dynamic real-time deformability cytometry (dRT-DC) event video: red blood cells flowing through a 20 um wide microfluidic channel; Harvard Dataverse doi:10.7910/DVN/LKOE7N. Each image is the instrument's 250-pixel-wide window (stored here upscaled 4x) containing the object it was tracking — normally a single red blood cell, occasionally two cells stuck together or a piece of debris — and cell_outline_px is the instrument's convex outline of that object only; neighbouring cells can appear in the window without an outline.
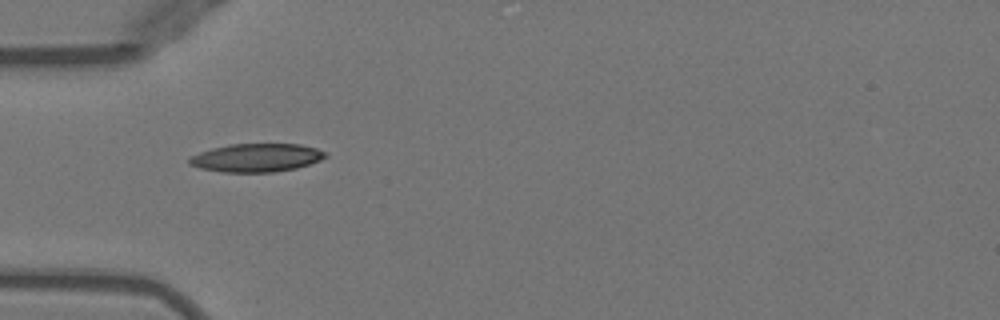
{"species": "Egyptian fruit bat (a non-hibernating species)", "species_latin": "Rousettus aegyptiacus", "temperature_condition": "warm", "stored_images_in_passage": 36, "camera_frame_rate_fps": 3000, "um_per_image_px": 0.085, "animal": {"sex": "female"}, "frame": {"image": 1, "passage_image": 1, "time_ms": 0.0, "image_size_px": [1000, 320], "cell_outline_px": [[328, 156], [320, 160], [296, 168], [272, 172], [224, 172], [200, 168], [188, 164], [188, 160], [192, 156], [200, 152], [212, 148], [228, 144], [300, 144], [316, 148], [324, 152]], "centroid_in_image_um": [21.78, 13.4], "position_along_channel_um": 63.2, "area_um2": 22.31}}
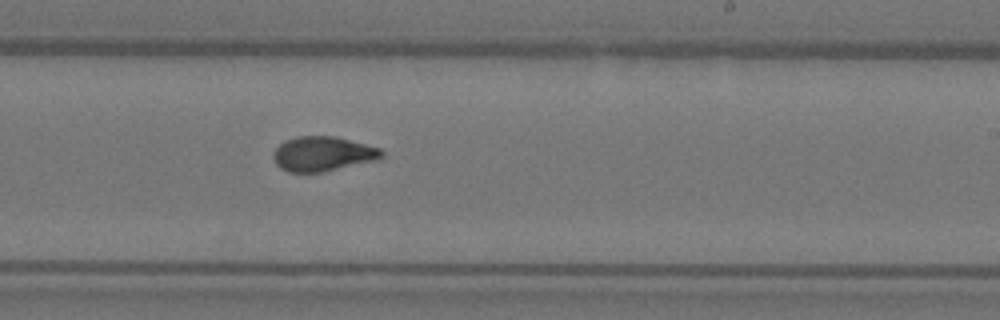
{"frame": {"image": 2, "passage_image": 16, "time_ms": 5.0, "image_size_px": [1000, 320], "cell_outline_px": [[384, 152], [380, 156], [368, 160], [320, 172], [288, 172], [280, 168], [276, 164], [272, 156], [272, 152], [284, 140], [296, 136], [336, 136], [380, 148]], "centroid_in_image_um": [27.31, 13.05], "position_along_channel_um": 261.7, "area_um2": 21.33}}
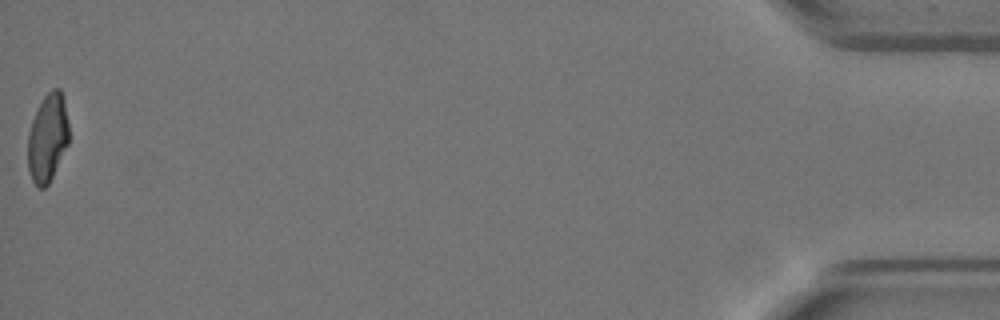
{"frame": {"image": 3, "passage_image": 36, "time_ms": 11.667, "image_size_px": [1000, 320], "cell_outline_px": [[68, 144], [48, 184], [44, 188], [36, 188], [32, 180], [28, 168], [28, 132], [32, 120], [44, 96], [52, 88], [60, 88], [64, 100], [68, 124]], "centroid_in_image_um": [4.04, 11.72], "position_along_channel_um": 431.2, "area_um2": 20.92}, "authors_computed_cell_mechanics": {"area_um2": 21.8484, "velocity_mm_per_s": 3.9913, "shape_relaxation_time_tau1_ms": 4.6211, "shape_relaxation_time_tau2_ms": 1.3071, "deformation_change_tau1": 0.1895, "deformation_change_tau2": 0.0753}}